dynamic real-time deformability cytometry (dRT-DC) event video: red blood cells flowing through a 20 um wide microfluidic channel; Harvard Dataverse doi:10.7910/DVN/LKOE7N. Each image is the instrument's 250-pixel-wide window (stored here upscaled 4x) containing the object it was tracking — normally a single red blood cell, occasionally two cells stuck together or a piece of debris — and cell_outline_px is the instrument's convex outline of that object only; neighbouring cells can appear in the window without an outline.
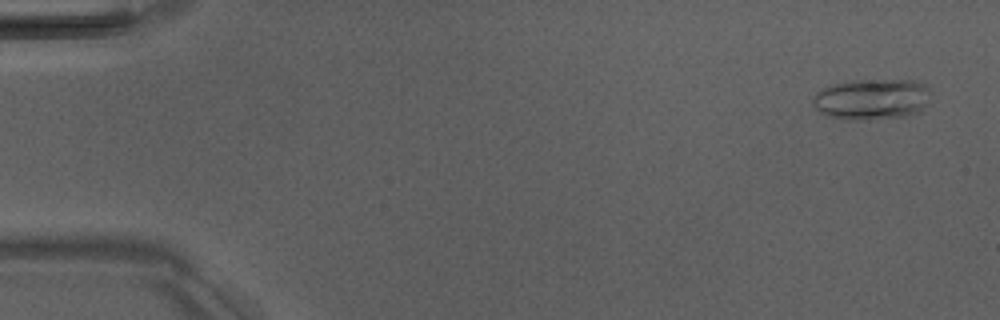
{"species": "Egyptian fruit bat (a non-hibernating species)", "species_latin": "Rousettus aegyptiacus", "temperature_condition": "room temperature", "stored_images_in_passage": 4, "camera_frame_rate_fps": 3000, "um_per_image_px": 0.085, "animal": {"sex": "male"}, "frame": {"image": 1, "passage_image": 1, "time_ms": 0.0, "image_size_px": [1000, 320], "cell_outline_px": [[928, 88], [924, 104], [920, 112], [908, 116], [868, 120], [844, 120], [824, 116], [812, 104], [812, 100], [816, 92], [832, 84], [852, 80], [912, 80], [924, 84]], "centroid_in_image_um": [74.02, 8.45], "position_along_channel_um": 11.0, "area_um2": 28.21}}